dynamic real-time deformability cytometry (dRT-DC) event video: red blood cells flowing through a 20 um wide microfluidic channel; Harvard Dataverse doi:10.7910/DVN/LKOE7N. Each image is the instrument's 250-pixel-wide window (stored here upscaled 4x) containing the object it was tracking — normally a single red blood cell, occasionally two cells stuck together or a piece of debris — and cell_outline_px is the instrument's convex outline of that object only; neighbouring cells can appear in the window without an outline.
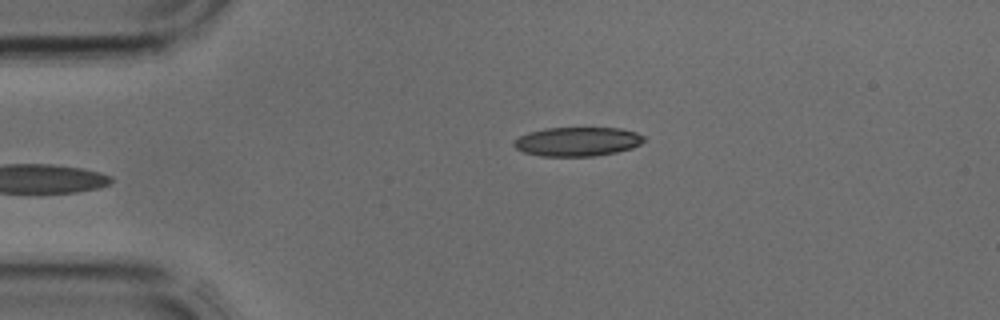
{"species": "common noctule bat (a hibernating species)", "species_latin": "Nyctalus noctula", "temperature_condition": "cold", "stored_images_in_passage": 3, "camera_frame_rate_fps": 3000, "um_per_image_px": 0.085, "animal": {"sex": "male", "body_mass_g": 17.9, "forearm_length_mm": 54.2}, "frame": {"image": 1, "passage_image": 3, "time_ms": 0.667, "image_size_px": [1000, 320], "cell_outline_px": [[644, 140], [640, 144], [632, 148], [616, 152], [592, 156], [540, 156], [524, 152], [516, 148], [512, 144], [520, 136], [528, 132], [544, 128], [620, 128], [636, 132], [644, 136]], "centroid_in_image_um": [49.08, 12.03], "position_along_channel_um": 35.9, "area_um2": 21.96}}